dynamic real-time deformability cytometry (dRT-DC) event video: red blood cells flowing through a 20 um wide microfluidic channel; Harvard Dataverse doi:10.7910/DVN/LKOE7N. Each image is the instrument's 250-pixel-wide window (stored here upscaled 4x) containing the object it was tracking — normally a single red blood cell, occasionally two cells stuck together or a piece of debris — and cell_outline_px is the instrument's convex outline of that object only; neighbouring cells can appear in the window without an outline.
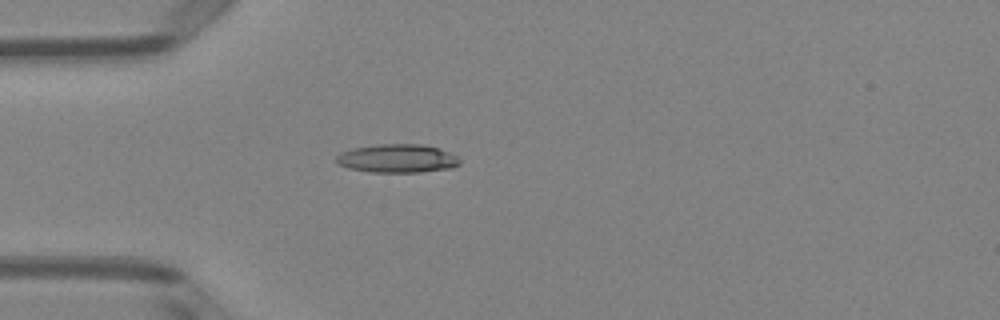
{"species": "Egyptian fruit bat (a non-hibernating species)", "species_latin": "Rousettus aegyptiacus", "temperature_condition": "room temperature", "stored_images_in_passage": 37, "camera_frame_rate_fps": 3000, "um_per_image_px": 0.085, "animal": {"sex": "female"}, "frame": {"image": 1, "passage_image": 1, "time_ms": 0.0, "image_size_px": [1000, 320], "cell_outline_px": [[460, 164], [452, 168], [420, 172], [372, 172], [348, 168], [336, 164], [336, 156], [340, 152], [352, 148], [376, 144], [424, 144], [440, 148], [456, 156], [460, 160]], "centroid_in_image_um": [33.75, 13.46], "position_along_channel_um": 51.2, "area_um2": 20.69}}
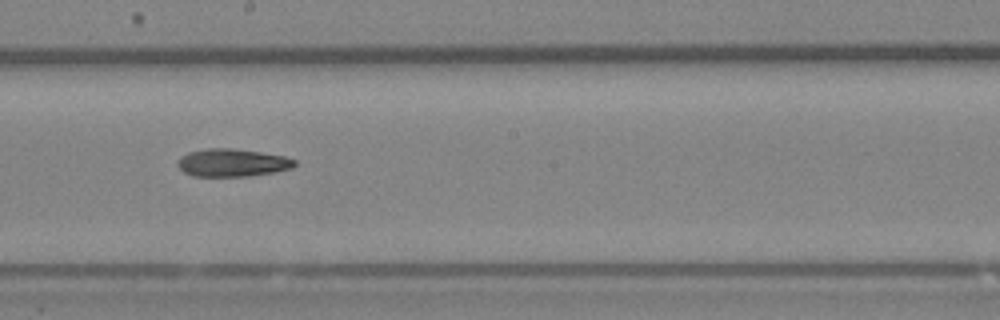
{"frame": {"image": 2, "passage_image": 15, "time_ms": 4.667, "image_size_px": [1000, 320], "cell_outline_px": [[296, 164], [292, 168], [276, 172], [252, 176], [192, 176], [184, 172], [176, 164], [188, 152], [208, 148], [232, 148], [260, 152], [284, 156], [296, 160]], "centroid_in_image_um": [19.78, 13.84], "position_along_channel_um": 228.4, "area_um2": 18.9}}
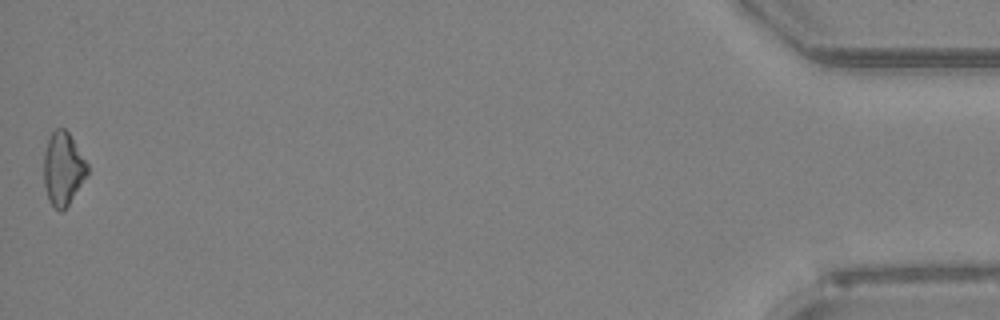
{"frame": {"image": 3, "passage_image": 37, "time_ms": 12.0, "image_size_px": [1000, 320], "cell_outline_px": [[88, 176], [68, 204], [60, 212], [48, 200], [44, 184], [44, 152], [48, 140], [52, 132], [56, 128], [64, 128], [68, 132], [88, 164]], "centroid_in_image_um": [5.37, 14.34], "position_along_channel_um": 429.8, "area_um2": 18.44}, "authors_computed_cell_mechanics": {"area_um2": 18.9006, "velocity_mm_per_s": 4.0287, "shape_relaxation_time_tau1_ms": 5.1944, "shape_relaxation_time_tau2_ms": null, "deformation_change_tau1": 0.1373, "deformation_change_tau2": null}}